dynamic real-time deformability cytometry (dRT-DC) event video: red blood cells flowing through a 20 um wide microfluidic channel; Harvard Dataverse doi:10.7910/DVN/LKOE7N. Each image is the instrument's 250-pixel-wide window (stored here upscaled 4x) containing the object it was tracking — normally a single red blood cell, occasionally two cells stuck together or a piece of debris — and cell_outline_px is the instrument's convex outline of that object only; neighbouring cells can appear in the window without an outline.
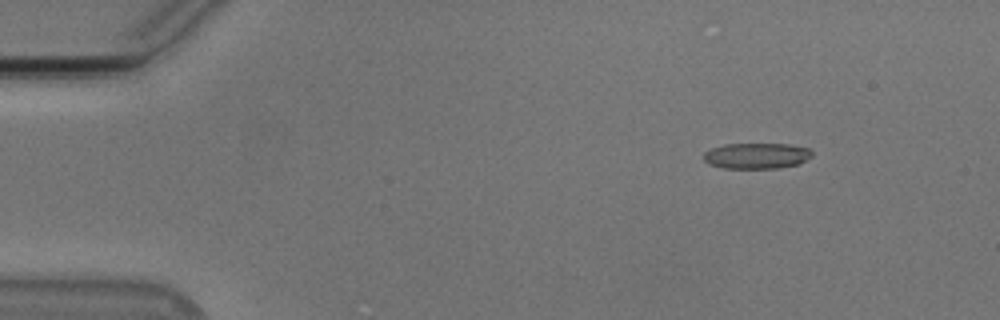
{"species": "Egyptian fruit bat (a non-hibernating species)", "species_latin": "Rousettus aegyptiacus", "temperature_condition": "cold", "stored_images_in_passage": 50, "camera_frame_rate_fps": 3000, "um_per_image_px": 0.085, "animal": {"sex": "male"}, "frame": {"image": 1, "passage_image": 2, "time_ms": 0.333, "image_size_px": [1000, 320], "cell_outline_px": [[812, 156], [800, 164], [776, 168], [724, 168], [708, 164], [704, 160], [704, 152], [712, 148], [724, 144], [788, 144], [808, 148], [812, 152]], "centroid_in_image_um": [64.31, 13.24], "position_along_channel_um": 20.7, "area_um2": 16.3}}
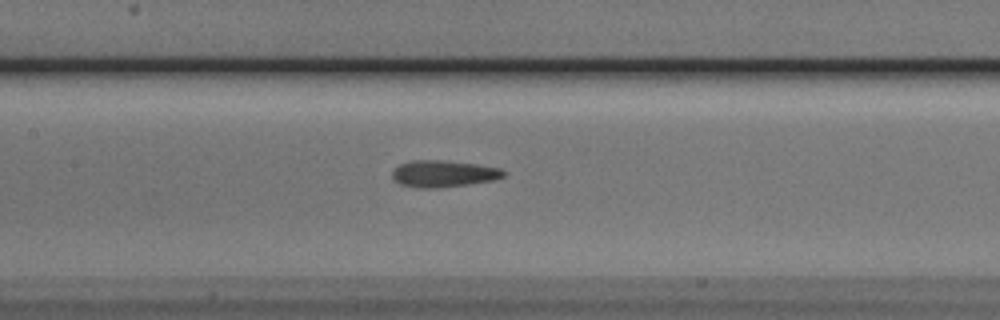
{"frame": {"image": 2, "passage_image": 21, "time_ms": 6.667, "image_size_px": [1000, 320], "cell_outline_px": [[508, 172], [504, 176], [492, 180], [468, 184], [440, 188], [416, 188], [400, 184], [392, 176], [392, 172], [400, 164], [412, 160], [444, 160], [476, 164], [500, 168]], "centroid_in_image_um": [37.7, 14.76], "position_along_channel_um": 169.7, "area_um2": 17.34}}
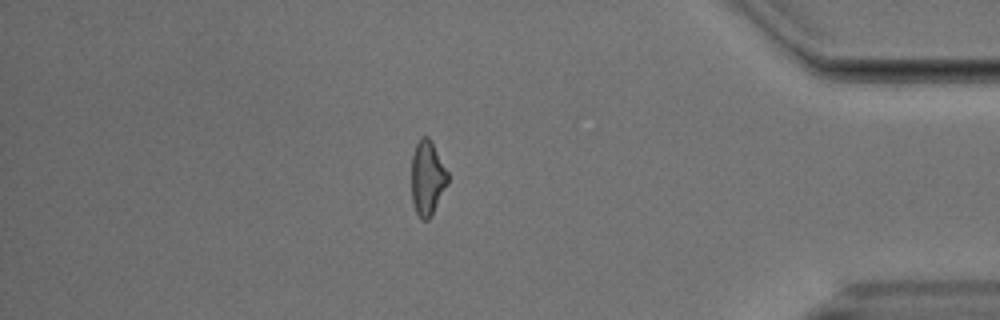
{"frame": {"image": 3, "passage_image": 42, "time_ms": 13.667, "image_size_px": [1000, 320], "cell_outline_px": [[448, 184], [428, 220], [420, 220], [416, 212], [412, 200], [412, 156], [416, 144], [420, 136], [428, 136], [432, 140], [448, 172]], "centroid_in_image_um": [36.33, 15.09], "position_along_channel_um": 398.9, "area_um2": 15.84}}